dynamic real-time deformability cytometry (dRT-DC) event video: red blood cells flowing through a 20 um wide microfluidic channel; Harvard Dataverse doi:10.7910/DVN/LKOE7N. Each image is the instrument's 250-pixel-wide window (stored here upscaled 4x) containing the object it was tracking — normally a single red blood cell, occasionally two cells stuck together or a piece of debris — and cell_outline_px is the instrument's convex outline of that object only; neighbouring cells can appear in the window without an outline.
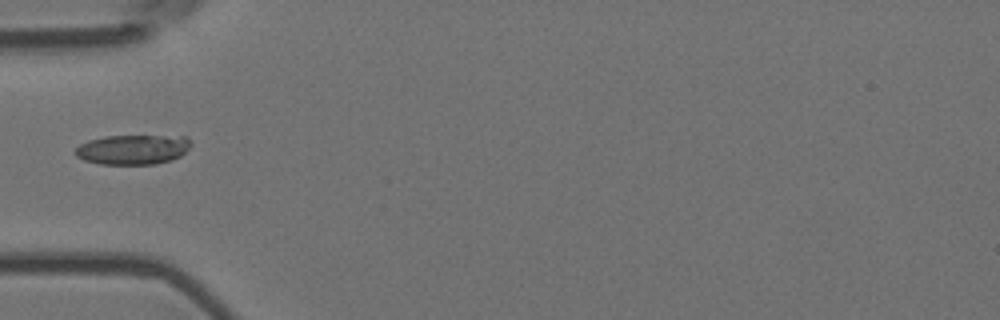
{"species": "Egyptian fruit bat (a non-hibernating species)", "species_latin": "Rousettus aegyptiacus", "temperature_condition": "room temperature", "stored_images_in_passage": 3, "camera_frame_rate_fps": 3000, "um_per_image_px": 0.085, "animal": {"sex": "female"}, "frame": {"image": 1, "passage_image": 2, "time_ms": 0.333, "image_size_px": [1000, 320], "cell_outline_px": [[192, 144], [180, 156], [172, 160], [156, 164], [100, 164], [84, 160], [76, 156], [76, 148], [80, 144], [88, 140], [104, 136], [184, 136]], "centroid_in_image_um": [11.28, 12.71], "position_along_channel_um": 73.7, "area_um2": 20.0}}